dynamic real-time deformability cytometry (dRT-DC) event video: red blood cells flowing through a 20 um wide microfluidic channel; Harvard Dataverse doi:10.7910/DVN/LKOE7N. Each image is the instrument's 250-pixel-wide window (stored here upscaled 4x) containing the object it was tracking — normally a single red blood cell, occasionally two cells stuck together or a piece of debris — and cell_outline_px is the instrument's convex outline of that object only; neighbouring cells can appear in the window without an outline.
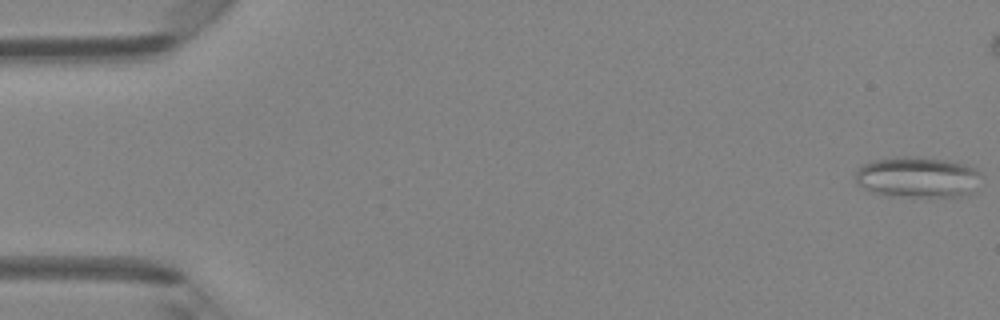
{"species": "Egyptian fruit bat (a non-hibernating species)", "species_latin": "Rousettus aegyptiacus", "temperature_condition": "room temperature", "stored_images_in_passage": 49, "camera_frame_rate_fps": 3000, "um_per_image_px": 0.085, "animal": {"sex": "female"}, "frame": {"image": 1, "passage_image": 1, "time_ms": 0.0, "image_size_px": [1000, 320], "cell_outline_px": [[984, 176], [968, 196], [880, 196], [860, 184], [856, 180], [856, 168], [872, 160], [900, 156], [916, 156], [944, 160], [964, 164], [976, 168]], "centroid_in_image_um": [78.02, 15.05], "position_along_channel_um": 7.0, "area_um2": 30.17}}
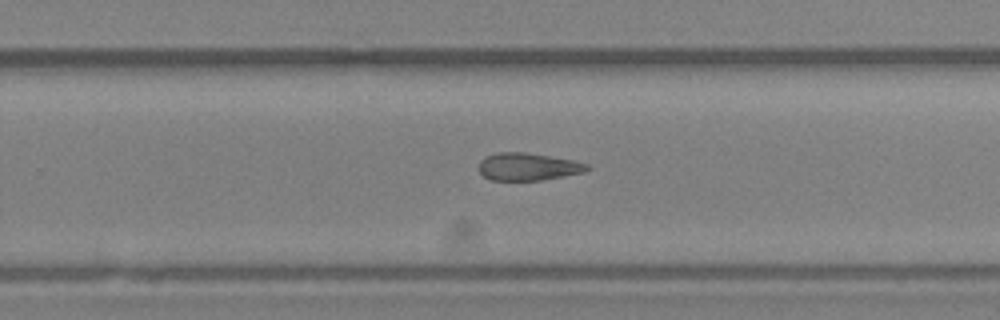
{"frame": {"image": 2, "passage_image": 31, "time_ms": 10.0, "image_size_px": [1000, 320], "cell_outline_px": [[592, 168], [584, 172], [540, 180], [492, 180], [484, 176], [476, 168], [480, 160], [484, 156], [496, 152], [524, 152], [552, 156], [572, 160], [588, 164]], "centroid_in_image_um": [44.84, 14.15], "position_along_channel_um": 285.0, "area_um2": 17.51}}
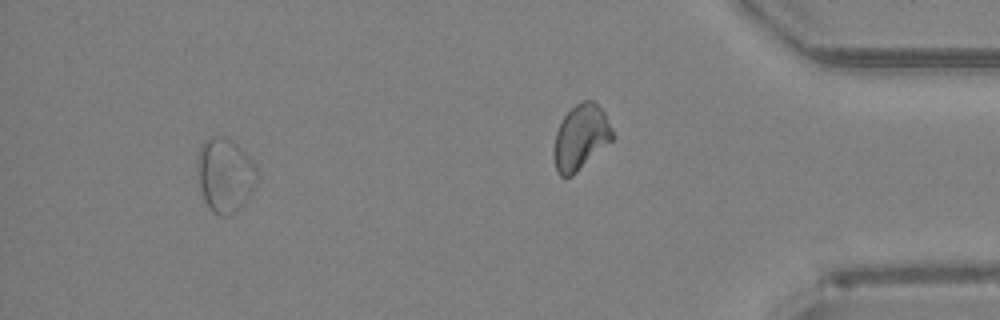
{"frame": {"image": 3, "passage_image": 45, "time_ms": 14.667, "image_size_px": [1000, 320], "cell_outline_px": [[256, 172], [252, 192], [232, 212], [224, 216], [220, 216], [212, 212], [204, 200], [200, 188], [196, 172], [196, 160], [200, 148], [204, 140], [212, 136], [224, 136], [232, 140], [256, 164]], "centroid_in_image_um": [19.06, 14.83], "position_along_channel_um": 416.1, "area_um2": 25.43}, "authors_computed_cell_mechanics": {"area_um2": 21.386, "velocity_mm_per_s": 4.2454, "shape_relaxation_time_tau1_ms": null, "shape_relaxation_time_tau2_ms": 5.5427, "deformation_change_tau1": null, "deformation_change_tau2": 0.1515}}